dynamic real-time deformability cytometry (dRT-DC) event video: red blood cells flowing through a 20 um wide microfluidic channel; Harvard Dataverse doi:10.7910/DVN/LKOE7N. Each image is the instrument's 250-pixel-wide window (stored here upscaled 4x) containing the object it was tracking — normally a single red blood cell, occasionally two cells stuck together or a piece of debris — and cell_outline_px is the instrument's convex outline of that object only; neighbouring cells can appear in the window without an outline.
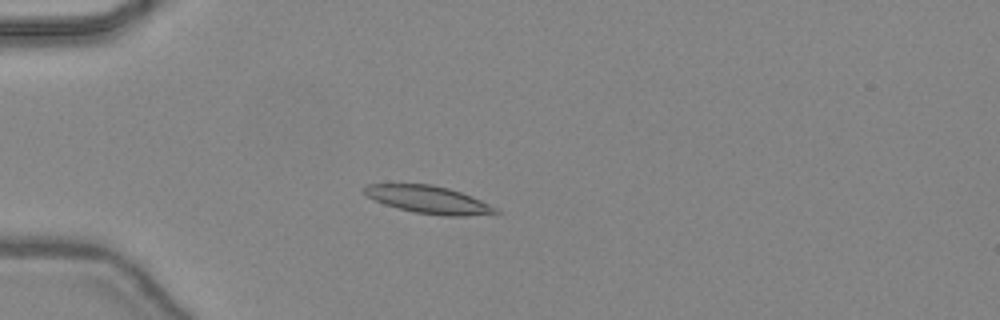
{"species": "common noctule bat (a hibernating species)", "species_latin": "Nyctalus noctula", "temperature_condition": "warm", "stored_images_in_passage": 41, "camera_frame_rate_fps": 3000, "um_per_image_px": 0.085, "animal": {"sex": "female", "body_mass_g": 24.6, "forearm_length_mm": 56.2}, "frame": {"image": 1, "passage_image": 13, "time_ms": 4.0, "image_size_px": [1000, 320], "cell_outline_px": [[500, 212], [496, 216], [444, 216], [416, 212], [384, 204], [368, 196], [360, 188], [368, 184], [432, 184], [448, 188], [472, 196], [496, 208]], "centroid_in_image_um": [36.5, 16.98], "position_along_channel_um": 48.5, "area_um2": 21.21}}
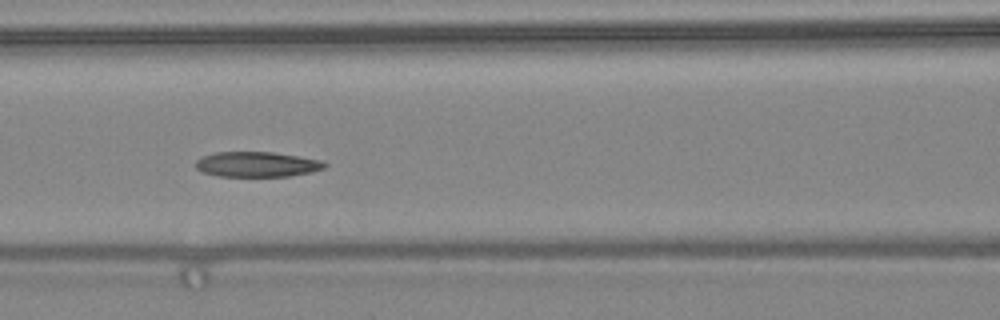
{"frame": {"image": 2, "passage_image": 21, "time_ms": 6.667, "image_size_px": [1000, 320], "cell_outline_px": [[328, 164], [324, 168], [312, 172], [288, 176], [216, 176], [200, 172], [196, 168], [196, 160], [200, 156], [216, 152], [272, 152], [320, 160]], "centroid_in_image_um": [21.78, 13.97], "position_along_channel_um": 144.8, "area_um2": 18.96}}
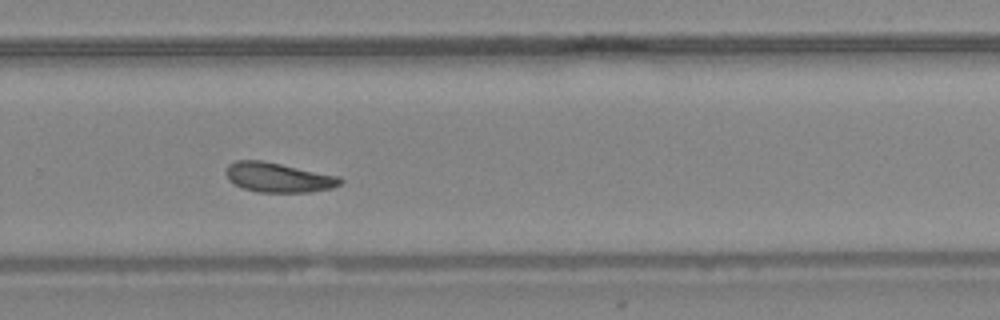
{"frame": {"image": 3, "passage_image": 32, "time_ms": 10.333, "image_size_px": [1000, 320], "cell_outline_px": [[344, 180], [340, 184], [332, 188], [312, 192], [256, 192], [244, 188], [228, 180], [224, 172], [228, 164], [236, 160], [260, 160], [340, 176]], "centroid_in_image_um": [23.65, 15.08], "position_along_channel_um": 306.2, "area_um2": 19.77}, "authors_computed_cell_mechanics": {"area_um2": 19.8832, "velocity_mm_per_s": 4.4143, "shape_relaxation_time_tau1_ms": 5.1211, "shape_relaxation_time_tau2_ms": null, "deformation_change_tau1": 0.1429, "deformation_change_tau2": null}}